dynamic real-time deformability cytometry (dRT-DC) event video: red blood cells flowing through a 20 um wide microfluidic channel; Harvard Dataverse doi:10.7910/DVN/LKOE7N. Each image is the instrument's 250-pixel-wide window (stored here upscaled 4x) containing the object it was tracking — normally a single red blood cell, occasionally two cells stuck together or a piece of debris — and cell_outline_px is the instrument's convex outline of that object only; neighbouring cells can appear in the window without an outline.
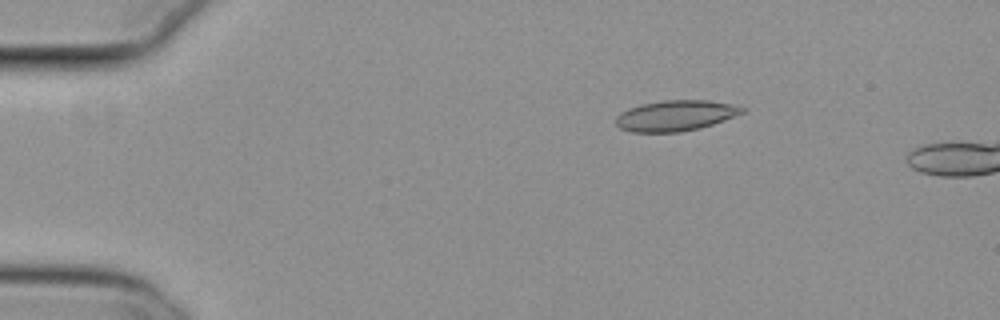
{"species": "common noctule bat (a hibernating species)", "species_latin": "Nyctalus noctula", "temperature_condition": "cold", "stored_images_in_passage": 15, "camera_frame_rate_fps": 3000, "um_per_image_px": 0.085, "animal": {"sex": "female", "body_mass_g": 29.2, "forearm_length_mm": 56.3}, "frame": {"image": 1, "passage_image": 9, "time_ms": 2.667, "image_size_px": [1000, 320], "cell_outline_px": [[748, 108], [744, 112], [712, 124], [700, 128], [680, 132], [632, 132], [620, 128], [616, 124], [616, 116], [620, 112], [628, 108], [640, 104], [664, 100], [708, 100], [732, 104]], "centroid_in_image_um": [57.4, 9.82], "position_along_channel_um": 27.6, "area_um2": 22.6}}